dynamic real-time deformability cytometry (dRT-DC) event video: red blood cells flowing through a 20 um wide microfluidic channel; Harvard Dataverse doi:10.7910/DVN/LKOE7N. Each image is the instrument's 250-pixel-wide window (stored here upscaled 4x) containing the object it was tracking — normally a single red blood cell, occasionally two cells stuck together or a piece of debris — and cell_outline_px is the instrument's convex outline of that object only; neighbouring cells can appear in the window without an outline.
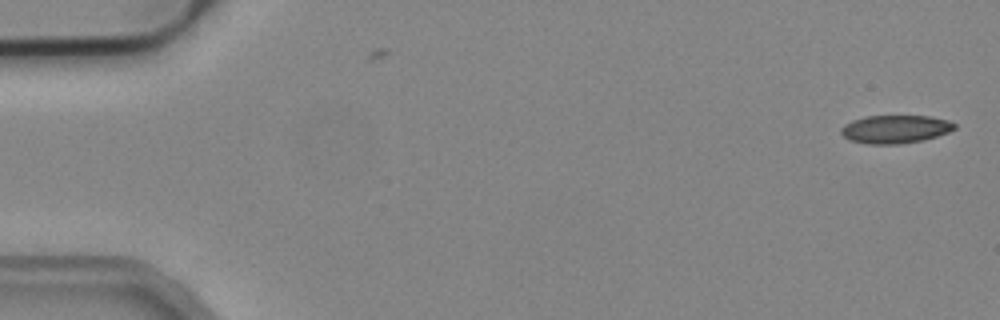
{"species": "common noctule bat (a hibernating species)", "species_latin": "Nyctalus noctula", "temperature_condition": "cold", "stored_images_in_passage": 8, "camera_frame_rate_fps": 3000, "um_per_image_px": 0.085, "animal": {"sex": "male", "body_mass_g": 19.2, "forearm_length_mm": 51.8}, "frame": {"image": 1, "passage_image": 1, "time_ms": 0.0, "image_size_px": [1000, 320], "cell_outline_px": [[956, 128], [948, 132], [924, 140], [900, 144], [868, 144], [848, 140], [840, 132], [840, 128], [844, 124], [852, 120], [868, 116], [928, 116], [948, 120], [956, 124]], "centroid_in_image_um": [76.07, 10.98], "position_along_channel_um": 8.9, "area_um2": 18.67}}